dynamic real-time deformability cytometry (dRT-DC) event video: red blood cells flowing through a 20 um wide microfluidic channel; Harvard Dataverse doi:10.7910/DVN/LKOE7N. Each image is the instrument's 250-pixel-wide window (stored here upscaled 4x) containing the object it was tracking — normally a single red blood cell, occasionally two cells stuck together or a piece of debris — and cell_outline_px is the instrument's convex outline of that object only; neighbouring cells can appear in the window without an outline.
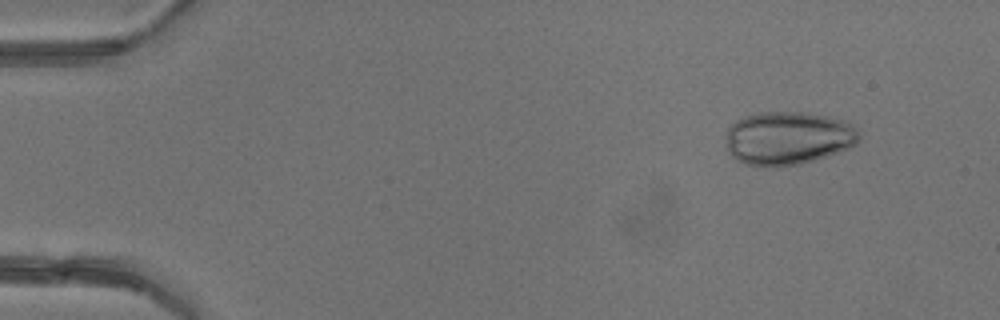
{"species": "common noctule bat (a hibernating species)", "species_latin": "Nyctalus noctula", "temperature_condition": "warm", "stored_images_in_passage": 6, "camera_frame_rate_fps": 3000, "um_per_image_px": 0.085, "animal": {"sex": "female"}, "frame": {"image": 1, "passage_image": 2, "time_ms": 1.0, "image_size_px": [1000, 320], "cell_outline_px": [[860, 140], [856, 144], [848, 148], [828, 156], [816, 160], [800, 164], [776, 168], [744, 164], [736, 160], [732, 156], [728, 148], [728, 128], [736, 120], [744, 116], [756, 112], [808, 112], [828, 116], [844, 120], [852, 124], [860, 132]], "centroid_in_image_um": [67.02, 11.74], "position_along_channel_um": 18.0, "area_um2": 41.91}}